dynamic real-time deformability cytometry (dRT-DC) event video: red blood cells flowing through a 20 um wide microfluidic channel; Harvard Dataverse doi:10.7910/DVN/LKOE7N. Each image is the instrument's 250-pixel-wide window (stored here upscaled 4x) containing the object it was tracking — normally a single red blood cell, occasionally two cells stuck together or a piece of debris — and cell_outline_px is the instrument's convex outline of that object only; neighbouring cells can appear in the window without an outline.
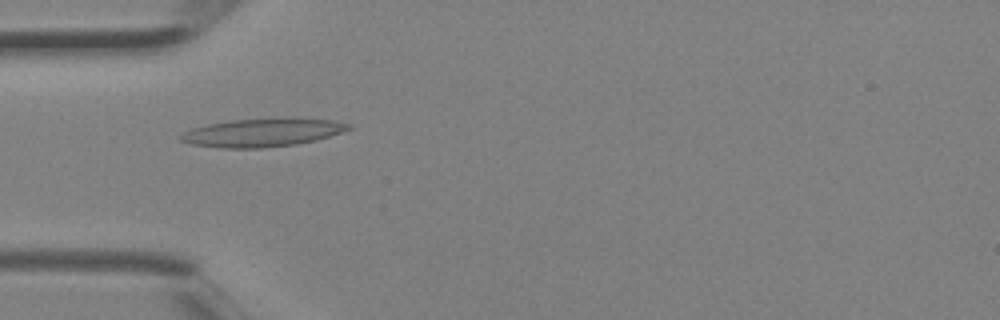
{"species": "Egyptian fruit bat (a non-hibernating species)", "species_latin": "Rousettus aegyptiacus", "temperature_condition": "room temperature", "stored_images_in_passage": 2, "camera_frame_rate_fps": 3000, "um_per_image_px": 0.085, "animal": {"sex": "female"}, "frame": {"image": 1, "passage_image": 2, "time_ms": 0.333, "image_size_px": [1000, 320], "cell_outline_px": [[352, 128], [316, 140], [296, 144], [260, 148], [220, 148], [192, 144], [180, 140], [180, 136], [184, 132], [192, 128], [208, 124], [232, 120], [332, 120], [352, 124]], "centroid_in_image_um": [22.25, 11.3], "position_along_channel_um": 62.8, "area_um2": 26.53}}